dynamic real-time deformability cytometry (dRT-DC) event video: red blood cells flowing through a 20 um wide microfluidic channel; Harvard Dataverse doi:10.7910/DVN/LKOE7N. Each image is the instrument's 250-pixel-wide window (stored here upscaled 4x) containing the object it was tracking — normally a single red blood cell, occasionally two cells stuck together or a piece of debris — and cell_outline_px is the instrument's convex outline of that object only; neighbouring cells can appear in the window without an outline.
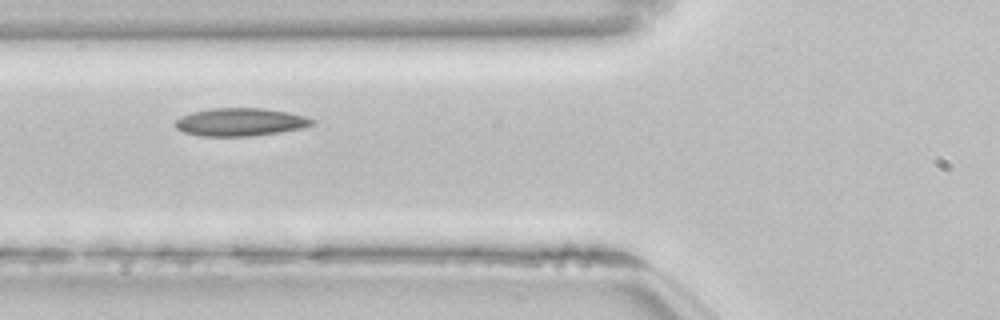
{"species": "common noctule bat (a hibernating species)", "species_latin": "Nyctalus noctula", "temperature_condition": "room temperature", "stored_images_in_passage": 36, "camera_frame_rate_fps": 3000, "um_per_image_px": 0.085, "animal": {"sex": "female", "body_mass_g": 22.7, "forearm_length_mm": 54.2}, "frame": {"image": 1, "passage_image": 5, "time_ms": 1.333, "image_size_px": [1000, 320], "cell_outline_px": [[316, 120], [312, 124], [300, 128], [280, 132], [252, 136], [200, 136], [184, 132], [176, 128], [172, 124], [180, 116], [192, 112], [212, 108], [264, 108], [288, 112], [304, 116]], "centroid_in_image_um": [20.38, 10.37], "position_along_channel_um": 105.4, "area_um2": 22.31}}
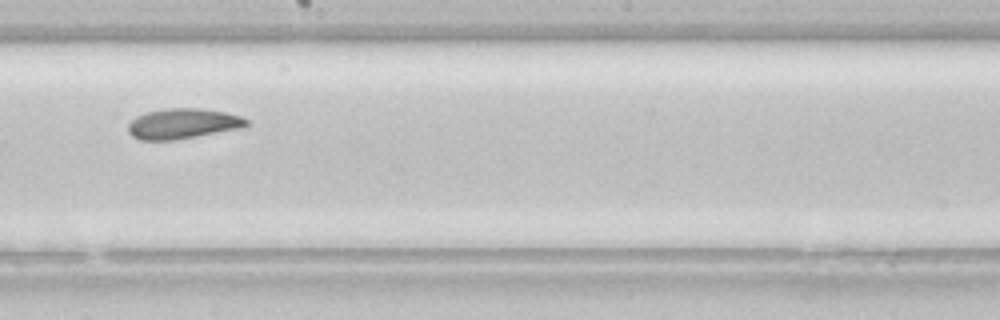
{"frame": {"image": 2, "passage_image": 15, "time_ms": 4.667, "image_size_px": [1000, 320], "cell_outline_px": [[248, 124], [244, 128], [176, 140], [140, 140], [132, 136], [128, 132], [128, 124], [136, 116], [148, 112], [168, 108], [200, 108], [224, 112], [240, 116], [248, 120]], "centroid_in_image_um": [15.55, 10.52], "position_along_channel_um": 232.6, "area_um2": 20.98}}
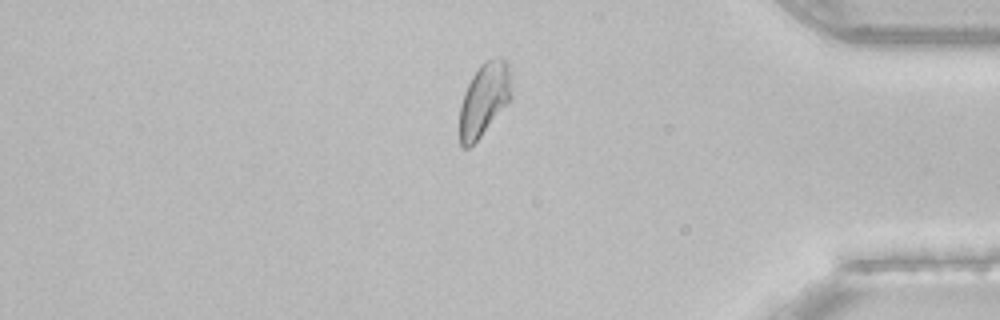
{"frame": {"image": 3, "passage_image": 30, "time_ms": 9.667, "image_size_px": [1000, 320], "cell_outline_px": [[512, 96], [480, 136], [468, 148], [464, 148], [460, 144], [460, 104], [464, 92], [472, 76], [480, 64], [496, 56], [500, 56], [508, 64]], "centroid_in_image_um": [41.13, 8.41], "position_along_channel_um": 394.1, "area_um2": 21.56}, "authors_computed_cell_mechanics": {"area_um2": 21.4438, "velocity_mm_per_s": 3.8126, "shape_relaxation_time_tau1_ms": 5.7837, "shape_relaxation_time_tau2_ms": 6.3125, "deformation_change_tau1": 0.131, "deformation_change_tau2": 0.118}}